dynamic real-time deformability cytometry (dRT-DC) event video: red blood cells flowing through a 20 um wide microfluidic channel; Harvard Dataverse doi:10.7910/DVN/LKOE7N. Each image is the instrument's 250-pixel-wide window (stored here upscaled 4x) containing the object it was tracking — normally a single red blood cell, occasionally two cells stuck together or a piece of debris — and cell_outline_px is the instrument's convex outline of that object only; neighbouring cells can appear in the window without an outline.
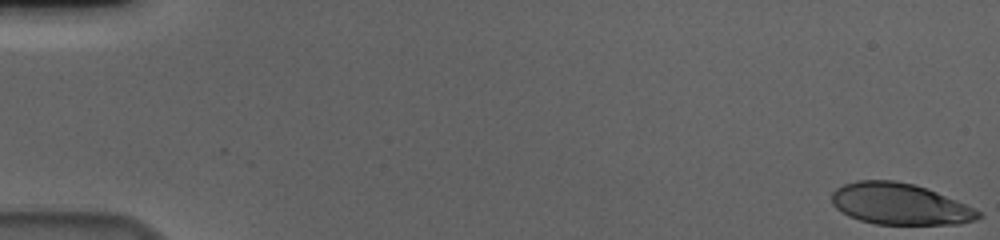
{"species": "human", "species_latin": "Homo sapiens", "temperature_condition": "cold", "stored_images_in_passage": 57, "camera_frame_rate_fps": 3000, "um_per_image_px": 0.085, "donor": {"sex": "male"}, "frame": {"image": 1, "passage_image": 1, "time_ms": 0.0, "image_size_px": [1000, 240], "cell_outline_px": [[984, 216], [976, 220], [960, 224], [876, 224], [860, 220], [848, 216], [836, 208], [832, 204], [832, 192], [836, 188], [844, 184], [856, 180], [896, 180], [928, 188], [956, 200], [980, 212]], "centroid_in_image_um": [76.47, 17.34], "position_along_channel_um": 8.5, "area_um2": 35.37}}
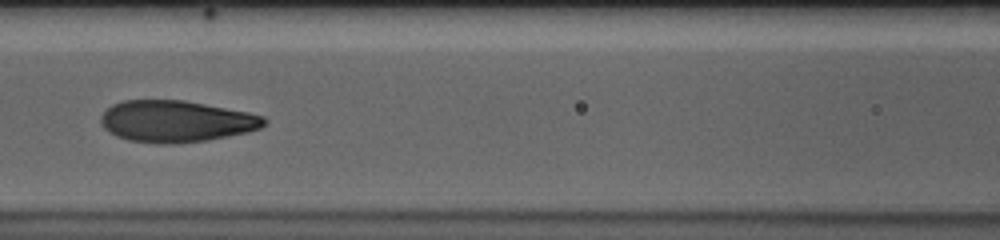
{"frame": {"image": 2, "passage_image": 27, "time_ms": 8.667, "image_size_px": [1000, 240], "cell_outline_px": [[268, 120], [260, 128], [248, 132], [208, 140], [172, 144], [160, 144], [128, 140], [116, 136], [104, 128], [100, 120], [100, 116], [112, 104], [124, 100], [184, 100], [248, 112], [264, 116]], "centroid_in_image_um": [14.97, 10.31], "position_along_channel_um": 151.6, "area_um2": 39.65}}
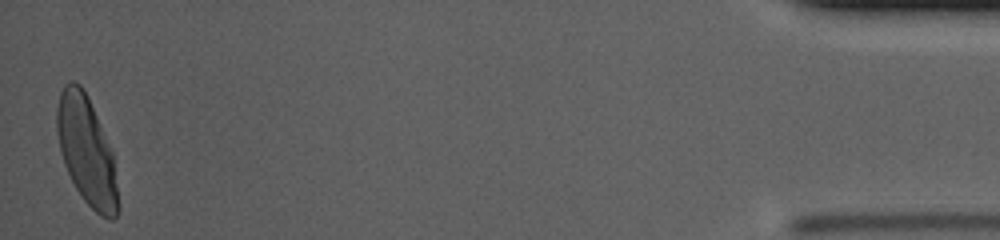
{"frame": {"image": 3, "passage_image": 57, "time_ms": 18.667, "image_size_px": [1000, 240], "cell_outline_px": [[120, 208], [116, 216], [112, 220], [108, 220], [100, 216], [84, 200], [76, 188], [64, 164], [60, 152], [56, 132], [56, 108], [60, 92], [64, 84], [72, 80], [80, 84], [96, 116], [112, 152]], "centroid_in_image_um": [7.34, 12.86], "position_along_channel_um": 427.9, "area_um2": 38.21}, "authors_computed_cell_mechanics": {"area_um2": 38.726, "velocity_mm_per_s": 3.6246, "shape_relaxation_time_tau1_ms": 3.8464, "shape_relaxation_time_tau2_ms": 0.8297, "deformation_change_tau1": 0.1987, "deformation_change_tau2": 0.0623}}